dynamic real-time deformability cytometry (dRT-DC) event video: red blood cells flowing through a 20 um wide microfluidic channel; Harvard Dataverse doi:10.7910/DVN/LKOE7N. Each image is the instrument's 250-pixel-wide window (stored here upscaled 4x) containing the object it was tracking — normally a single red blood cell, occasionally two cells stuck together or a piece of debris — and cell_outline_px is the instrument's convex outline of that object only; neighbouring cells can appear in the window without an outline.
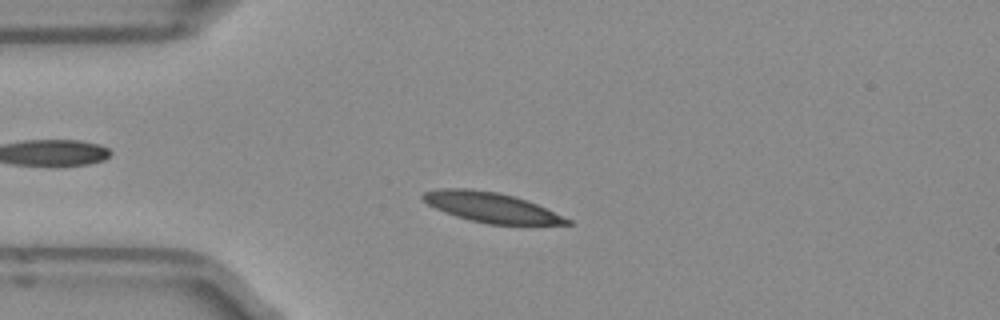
{"species": "Egyptian fruit bat (a non-hibernating species)", "species_latin": "Rousettus aegyptiacus", "temperature_condition": "room temperature", "stored_images_in_passage": 49, "camera_frame_rate_fps": 3000, "um_per_image_px": 0.085, "frame": {"image": 1, "passage_image": 10, "time_ms": 3.0, "image_size_px": [1000, 320], "cell_outline_px": [[572, 224], [488, 224], [456, 216], [436, 208], [428, 204], [420, 196], [424, 192], [440, 188], [472, 188], [496, 192], [512, 196], [536, 204], [572, 220]], "centroid_in_image_um": [41.72, 17.61], "position_along_channel_um": 43.3, "area_um2": 24.68}}
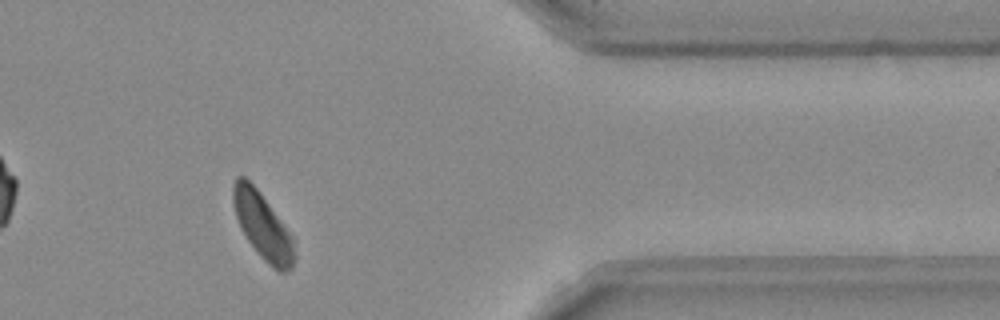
{"frame": {"image": 2, "passage_image": 40, "time_ms": 13.0, "image_size_px": [1000, 320], "cell_outline_px": [[296, 256], [292, 268], [284, 272], [280, 272], [272, 268], [256, 252], [240, 228], [236, 216], [232, 200], [232, 184], [236, 176], [244, 176], [256, 188], [292, 236]], "centroid_in_image_um": [22.31, 19.23], "position_along_channel_um": 389.1, "area_um2": 23.47}}
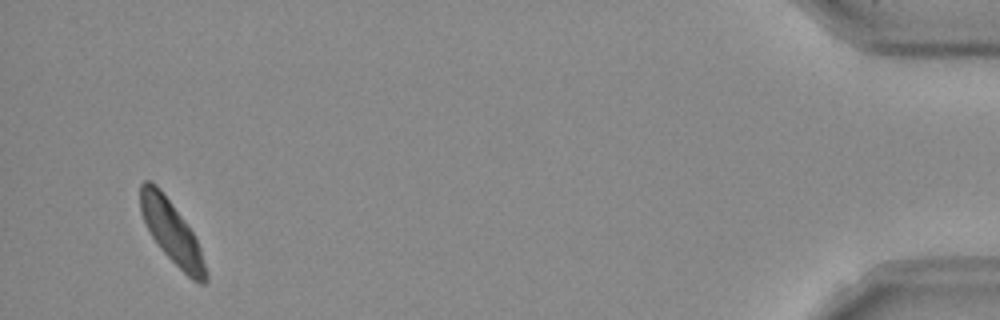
{"frame": {"image": 3, "passage_image": 47, "time_ms": 15.333, "image_size_px": [1000, 320], "cell_outline_px": [[208, 280], [204, 284], [200, 284], [192, 280], [160, 248], [152, 236], [140, 212], [140, 184], [144, 180], [152, 180], [160, 188], [184, 220], [192, 232], [200, 248], [208, 272]], "centroid_in_image_um": [14.6, 19.72], "position_along_channel_um": 420.6, "area_um2": 23.47}, "authors_computed_cell_mechanics": {"area_um2": 24.7384, "velocity_mm_per_s": 3.8931, "shape_relaxation_time_tau1_ms": 3.5772, "shape_relaxation_time_tau2_ms": 3.953, "deformation_change_tau1": 0.1114, "deformation_change_tau2": 0.0798}}